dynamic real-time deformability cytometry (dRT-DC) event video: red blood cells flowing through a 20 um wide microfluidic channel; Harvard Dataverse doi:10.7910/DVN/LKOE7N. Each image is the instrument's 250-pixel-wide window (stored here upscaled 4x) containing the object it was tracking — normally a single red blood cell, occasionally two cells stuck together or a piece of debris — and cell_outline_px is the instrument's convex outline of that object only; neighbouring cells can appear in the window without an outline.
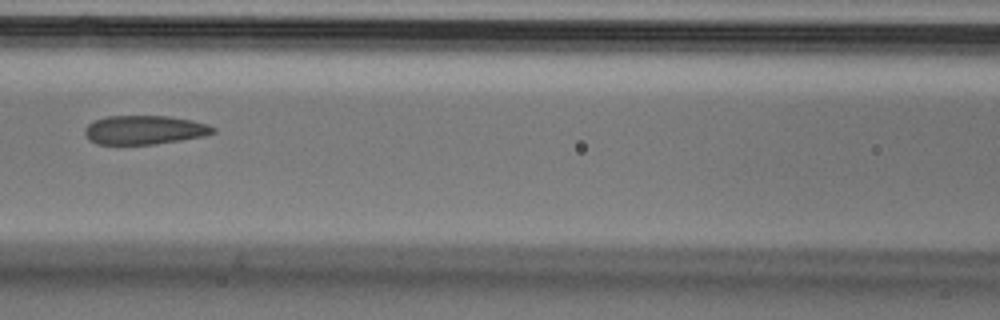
{"species": "Egyptian fruit bat (a non-hibernating species)", "species_latin": "Rousettus aegyptiacus", "temperature_condition": "cold", "stored_images_in_passage": 7, "camera_frame_rate_fps": 3000, "um_per_image_px": 0.085, "animal": {"sex": "male"}, "frame": {"image": 1, "passage_image": 7, "time_ms": 2.0, "image_size_px": [1000, 320], "cell_outline_px": [[216, 132], [204, 136], [156, 144], [96, 144], [88, 140], [84, 132], [84, 128], [88, 124], [96, 120], [108, 116], [168, 116], [192, 120], [208, 124], [216, 128]], "centroid_in_image_um": [12.28, 11.04], "position_along_channel_um": 154.3, "area_um2": 21.68}}